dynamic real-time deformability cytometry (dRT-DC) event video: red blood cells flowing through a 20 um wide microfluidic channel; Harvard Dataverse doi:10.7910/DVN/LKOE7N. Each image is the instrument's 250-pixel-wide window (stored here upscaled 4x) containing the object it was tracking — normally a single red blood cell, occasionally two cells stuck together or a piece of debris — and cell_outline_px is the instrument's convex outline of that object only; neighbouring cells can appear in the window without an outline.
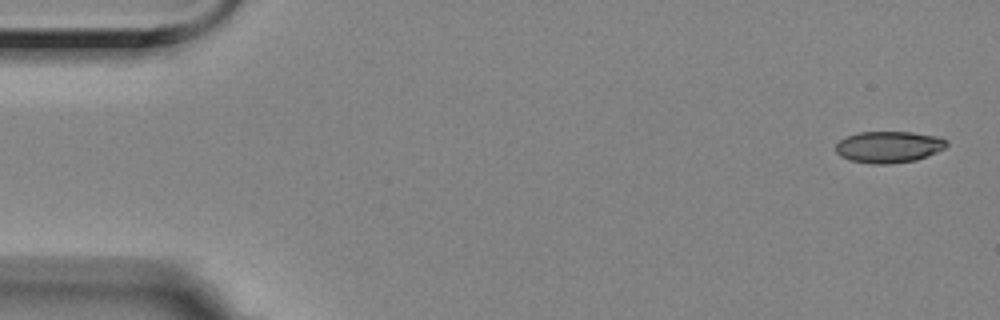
{"species": "Egyptian fruit bat (a non-hibernating species)", "species_latin": "Rousettus aegyptiacus", "temperature_condition": "room temperature", "stored_images_in_passage": 5, "camera_frame_rate_fps": 3000, "um_per_image_px": 0.085, "animal": {"sex": "female"}, "frame": {"image": 1, "passage_image": 1, "time_ms": 0.0, "image_size_px": [1000, 320], "cell_outline_px": [[948, 144], [944, 148], [928, 156], [916, 160], [888, 164], [872, 164], [848, 160], [840, 156], [836, 152], [836, 144], [844, 136], [860, 132], [912, 132], [940, 136], [948, 140]], "centroid_in_image_um": [75.54, 12.48], "position_along_channel_um": 9.5, "area_um2": 20.63}}
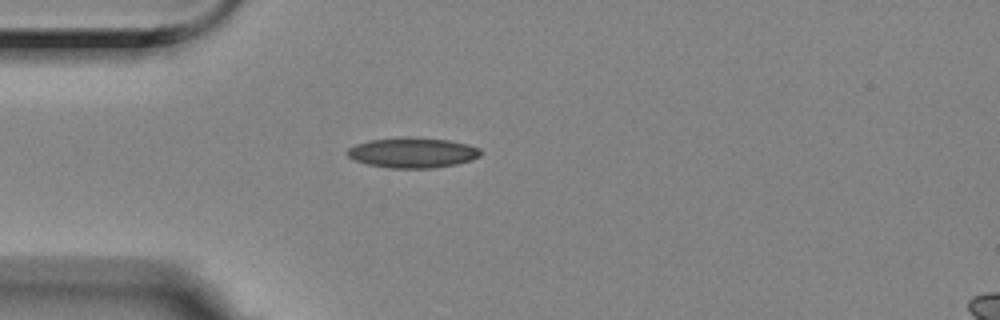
{"frame": {"image": 2, "passage_image": 4, "time_ms": 1.0, "image_size_px": [1000, 320], "cell_outline_px": [[480, 156], [472, 160], [456, 164], [432, 168], [392, 168], [368, 164], [356, 160], [348, 156], [348, 148], [356, 144], [368, 140], [396, 136], [416, 136], [448, 140], [468, 144], [480, 148]], "centroid_in_image_um": [35.08, 12.95], "position_along_channel_um": 49.9, "area_um2": 23.76}}